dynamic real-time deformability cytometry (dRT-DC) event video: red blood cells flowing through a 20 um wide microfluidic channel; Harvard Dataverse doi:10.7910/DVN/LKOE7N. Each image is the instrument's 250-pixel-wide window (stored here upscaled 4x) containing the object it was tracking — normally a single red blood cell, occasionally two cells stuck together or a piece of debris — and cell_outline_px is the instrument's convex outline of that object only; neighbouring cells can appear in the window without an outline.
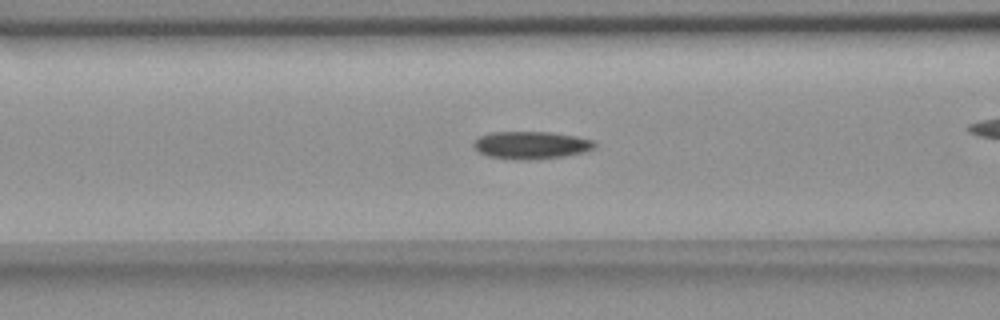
{"species": "common noctule bat (a hibernating species)", "species_latin": "Nyctalus noctula", "temperature_condition": "room temperature", "stored_images_in_passage": 29, "camera_frame_rate_fps": 3000, "um_per_image_px": 0.085, "animal": {"sex": "female", "body_mass_g": 18.4}, "frame": {"image": 1, "passage_image": 7, "time_ms": 2.0, "image_size_px": [1000, 320], "cell_outline_px": [[596, 148], [584, 152], [560, 156], [528, 160], [524, 160], [488, 156], [480, 152], [472, 144], [480, 136], [492, 132], [552, 132], [576, 136], [592, 140], [596, 144]], "centroid_in_image_um": [45.17, 12.32], "position_along_channel_um": 121.4, "area_um2": 19.19}}
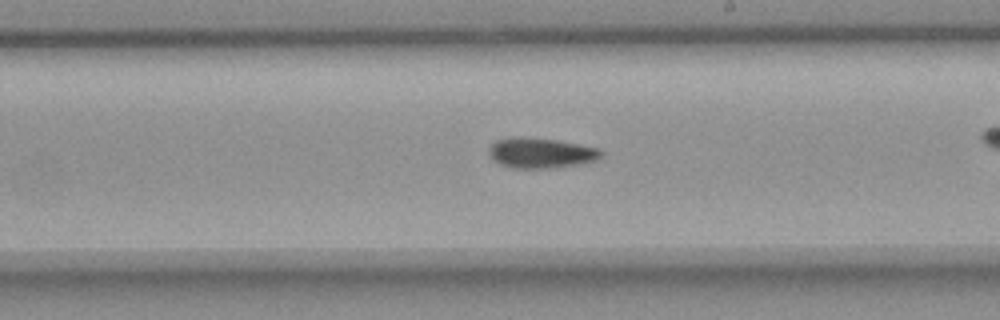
{"frame": {"image": 2, "passage_image": 17, "time_ms": 5.333, "image_size_px": [1000, 320], "cell_outline_px": [[604, 152], [596, 160], [576, 164], [544, 168], [512, 168], [500, 164], [492, 160], [488, 152], [488, 148], [496, 140], [516, 136], [556, 140], [600, 148]], "centroid_in_image_um": [45.93, 12.99], "position_along_channel_um": 243.1, "area_um2": 19.65}}
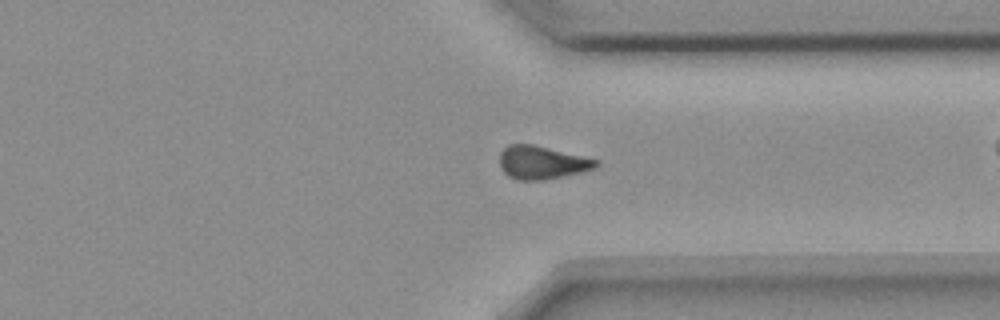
{"frame": {"image": 3, "passage_image": 27, "time_ms": 8.667, "image_size_px": [1000, 320], "cell_outline_px": [[600, 164], [596, 168], [580, 172], [544, 180], [516, 180], [508, 176], [500, 168], [500, 152], [508, 144], [532, 144], [600, 160]], "centroid_in_image_um": [46.05, 13.81], "position_along_channel_um": 365.3, "area_um2": 18.67}}